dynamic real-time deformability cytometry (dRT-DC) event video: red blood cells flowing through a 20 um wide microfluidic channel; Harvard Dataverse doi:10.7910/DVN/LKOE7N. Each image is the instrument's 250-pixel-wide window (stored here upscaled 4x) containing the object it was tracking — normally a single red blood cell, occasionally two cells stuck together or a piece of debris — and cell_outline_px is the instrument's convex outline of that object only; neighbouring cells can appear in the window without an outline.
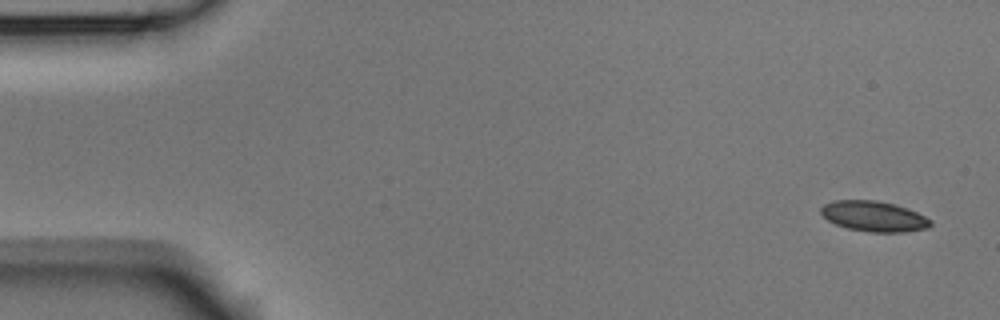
{"species": "Egyptian fruit bat (a non-hibernating species)", "species_latin": "Rousettus aegyptiacus", "temperature_condition": "room temperature", "stored_images_in_passage": 8, "camera_frame_rate_fps": 3000, "um_per_image_px": 0.085, "animal": {"sex": "male"}, "frame": {"image": 1, "passage_image": 1, "time_ms": 0.0, "image_size_px": [1000, 320], "cell_outline_px": [[932, 224], [928, 228], [904, 232], [868, 232], [848, 228], [836, 224], [828, 220], [820, 212], [820, 208], [824, 204], [832, 200], [876, 200], [892, 204], [916, 212], [932, 220]], "centroid_in_image_um": [74.26, 18.39], "position_along_channel_um": 10.7, "area_um2": 19.31}}
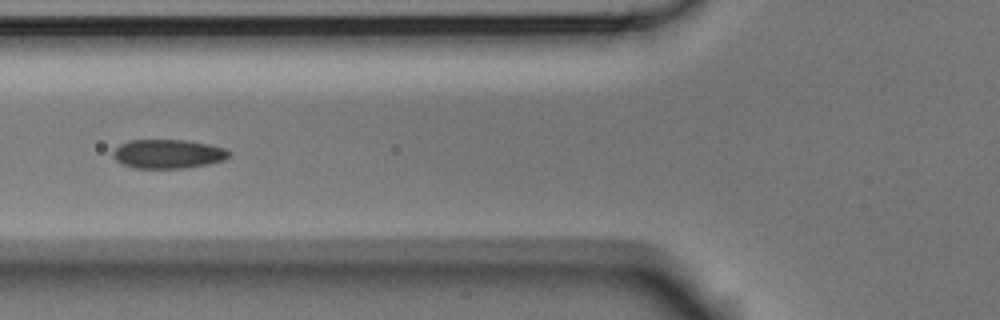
{"frame": {"image": 2, "passage_image": 6, "time_ms": 1.667, "image_size_px": [1000, 320], "cell_outline_px": [[232, 152], [224, 160], [208, 164], [184, 168], [132, 168], [116, 160], [112, 156], [112, 152], [120, 144], [128, 140], [184, 140], [208, 144], [224, 148]], "centroid_in_image_um": [14.27, 13.08], "position_along_channel_um": 111.5, "area_um2": 19.59}}
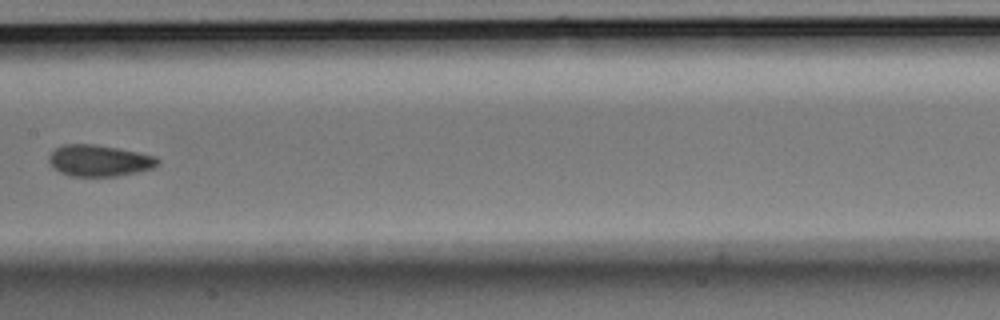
{"frame": {"image": 3, "passage_image": 8, "time_ms": 2.333, "image_size_px": [1000, 320], "cell_outline_px": [[160, 164], [152, 168], [136, 172], [116, 176], [68, 176], [52, 168], [48, 160], [48, 156], [56, 148], [64, 144], [96, 144], [156, 156], [160, 160]], "centroid_in_image_um": [8.41, 13.65], "position_along_channel_um": 199.0, "area_um2": 19.94}}